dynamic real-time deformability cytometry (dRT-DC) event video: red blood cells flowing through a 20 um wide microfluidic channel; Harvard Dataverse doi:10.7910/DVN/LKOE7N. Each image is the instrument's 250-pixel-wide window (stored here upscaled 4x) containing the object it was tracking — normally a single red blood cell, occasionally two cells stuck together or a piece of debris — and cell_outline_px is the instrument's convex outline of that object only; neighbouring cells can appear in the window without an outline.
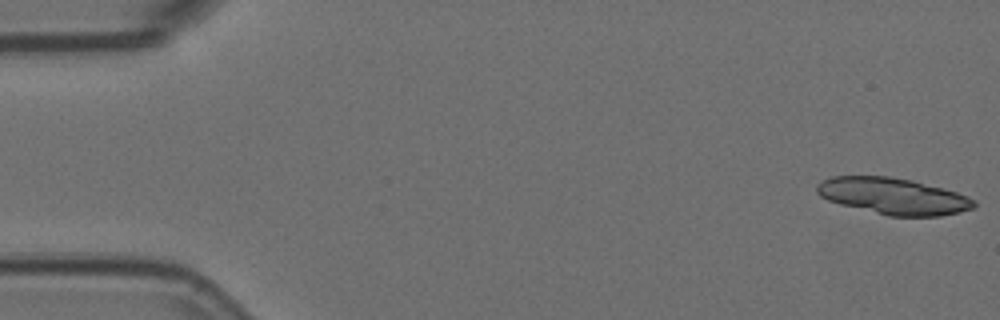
{"species": "Egyptian fruit bat (a non-hibernating species)", "species_latin": "Rousettus aegyptiacus", "temperature_condition": "room temperature", "stored_images_in_passage": 16, "camera_frame_rate_fps": 3000, "um_per_image_px": 0.085, "animal": {"sex": "female"}, "frame": {"image": 1, "passage_image": 1, "time_ms": 0.0, "image_size_px": [1000, 320], "cell_outline_px": [[976, 208], [960, 212], [940, 216], [888, 216], [840, 204], [828, 200], [820, 196], [816, 192], [816, 184], [832, 176], [888, 176], [912, 180], [944, 188], [968, 196], [976, 200]], "centroid_in_image_um": [75.95, 16.67], "position_along_channel_um": 9.0, "area_um2": 33.58}}